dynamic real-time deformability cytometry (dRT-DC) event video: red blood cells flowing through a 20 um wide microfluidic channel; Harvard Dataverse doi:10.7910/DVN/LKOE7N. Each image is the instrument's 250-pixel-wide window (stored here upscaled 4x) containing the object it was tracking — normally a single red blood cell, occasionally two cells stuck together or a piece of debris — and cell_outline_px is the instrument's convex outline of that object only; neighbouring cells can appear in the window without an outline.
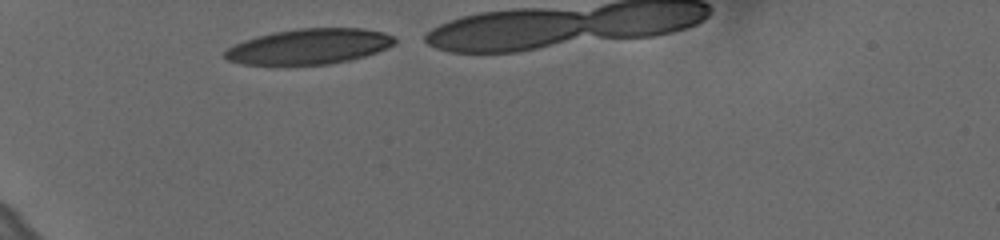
{"species": "human", "species_latin": "Homo sapiens", "temperature_condition": "cold", "stored_images_in_passage": 33, "camera_frame_rate_fps": 3000, "um_per_image_px": 0.085, "donor": {"sex": "female"}, "frame": {"image": 1, "passage_image": 1, "time_ms": 0.0, "image_size_px": [1000, 240], "cell_outline_px": [[396, 44], [376, 52], [352, 60], [332, 64], [240, 64], [228, 60], [224, 56], [224, 52], [228, 48], [244, 40], [256, 36], [276, 32], [300, 28], [364, 28], [384, 32], [392, 36], [396, 40]], "centroid_in_image_um": [26.31, 3.94], "position_along_channel_um": 58.7, "area_um2": 34.91}}
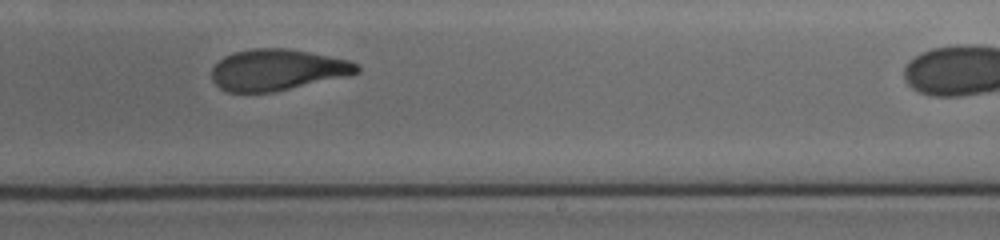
{"frame": {"image": 2, "passage_image": 20, "time_ms": 6.333, "image_size_px": [1000, 240], "cell_outline_px": [[360, 72], [344, 76], [272, 92], [228, 92], [220, 88], [212, 80], [212, 68], [224, 56], [236, 52], [252, 48], [284, 48], [308, 52], [352, 60], [360, 64]], "centroid_in_image_um": [23.57, 5.92], "position_along_channel_um": 265.4, "area_um2": 34.56}}
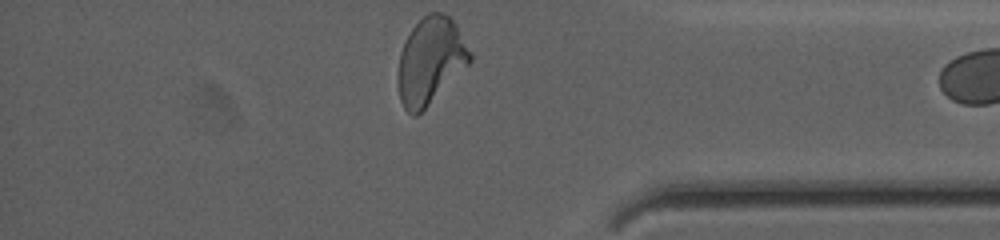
{"frame": {"image": 3, "passage_image": 32, "time_ms": 10.333, "image_size_px": [1000, 240], "cell_outline_px": [[472, 60], [416, 116], [412, 116], [404, 108], [400, 100], [400, 52], [412, 28], [428, 12], [440, 12], [448, 16], [456, 24], [472, 52]], "centroid_in_image_um": [36.62, 5.13], "position_along_channel_um": 398.6, "area_um2": 35.26}}